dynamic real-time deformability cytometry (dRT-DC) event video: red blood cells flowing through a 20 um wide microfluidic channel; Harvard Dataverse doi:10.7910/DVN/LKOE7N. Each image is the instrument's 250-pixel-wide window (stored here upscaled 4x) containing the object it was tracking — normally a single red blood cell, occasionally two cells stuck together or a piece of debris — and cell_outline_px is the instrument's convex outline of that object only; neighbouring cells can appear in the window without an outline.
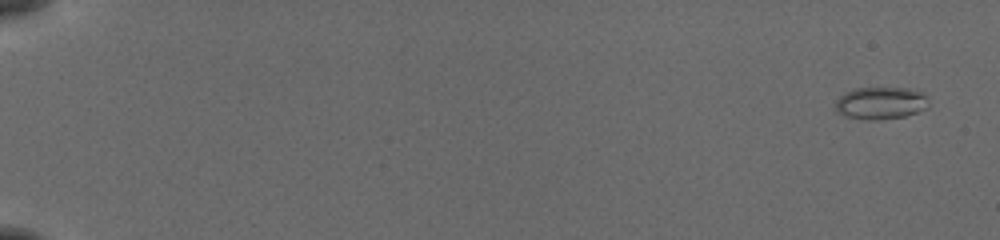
{"species": "common noctule bat (a hibernating species)", "species_latin": "Nyctalus noctula", "temperature_condition": "cold", "stored_images_in_passage": 54, "camera_frame_rate_fps": 3000, "um_per_image_px": 0.085, "animal": {"sex": "female", "body_mass_g": 19.5, "forearm_length_mm": 54.1}, "frame": {"image": 1, "passage_image": 1, "time_ms": 0.0, "image_size_px": [1000, 240], "cell_outline_px": [[928, 108], [904, 116], [876, 120], [864, 120], [844, 116], [836, 112], [832, 108], [836, 100], [844, 92], [856, 88], [908, 88], [920, 92], [928, 100]], "centroid_in_image_um": [74.78, 8.77], "position_along_channel_um": 10.2, "area_um2": 17.74}}
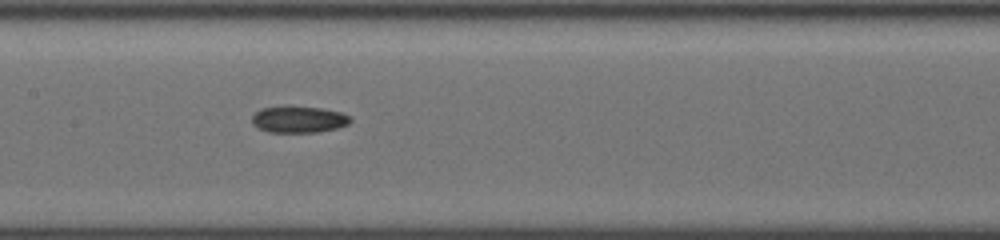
{"frame": {"image": 2, "passage_image": 29, "time_ms": 9.333, "image_size_px": [1000, 240], "cell_outline_px": [[352, 120], [348, 124], [336, 128], [316, 132], [268, 132], [252, 124], [252, 116], [260, 108], [320, 108], [340, 112], [352, 116]], "centroid_in_image_um": [25.42, 10.18], "position_along_channel_um": 182.0, "area_um2": 14.74}}
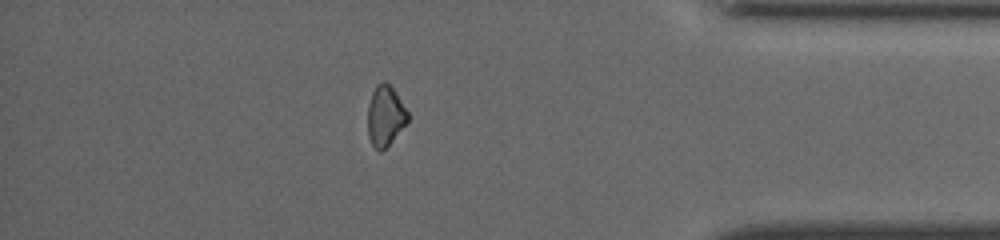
{"frame": {"image": 3, "passage_image": 48, "time_ms": 15.667, "image_size_px": [1000, 240], "cell_outline_px": [[408, 120], [392, 140], [380, 152], [372, 144], [368, 136], [368, 104], [372, 92], [376, 84], [384, 80], [392, 88], [408, 112]], "centroid_in_image_um": [32.72, 9.82], "position_along_channel_um": 402.5, "area_um2": 13.76}, "authors_computed_cell_mechanics": {"area_um2": 15.2881, "velocity_mm_per_s": 3.8721, "shape_relaxation_time_tau1_ms": 7.4184, "shape_relaxation_time_tau2_ms": 7.0908, "deformation_change_tau1": 0.1214, "deformation_change_tau2": 0.1075}}